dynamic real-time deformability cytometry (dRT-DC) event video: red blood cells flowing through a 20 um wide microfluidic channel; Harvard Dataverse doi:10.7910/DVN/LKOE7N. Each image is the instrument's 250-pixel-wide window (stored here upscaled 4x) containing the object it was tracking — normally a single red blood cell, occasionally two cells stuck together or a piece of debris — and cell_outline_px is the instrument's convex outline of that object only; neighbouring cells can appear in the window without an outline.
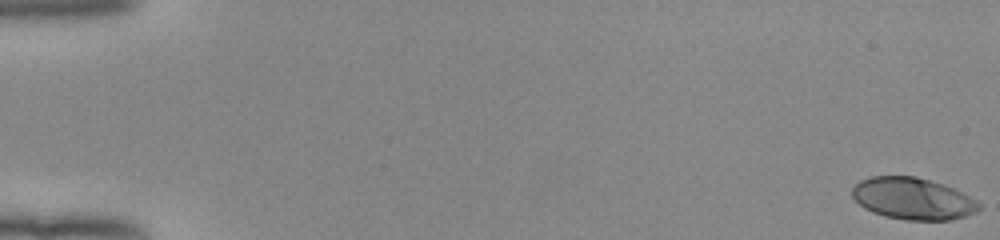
{"species": "human", "species_latin": "Homo sapiens", "temperature_condition": "room temperature", "stored_images_in_passage": 54, "camera_frame_rate_fps": 3000, "um_per_image_px": 0.085, "donor": {"sex": "female"}, "frame": {"image": 1, "passage_image": 1, "time_ms": 0.0, "image_size_px": [1000, 240], "cell_outline_px": [[980, 208], [976, 212], [964, 216], [948, 220], [904, 220], [884, 216], [872, 212], [864, 208], [852, 196], [852, 188], [860, 180], [872, 176], [916, 176], [944, 184], [976, 200], [980, 204]], "centroid_in_image_um": [77.57, 16.88], "position_along_channel_um": 7.4, "area_um2": 30.81}}
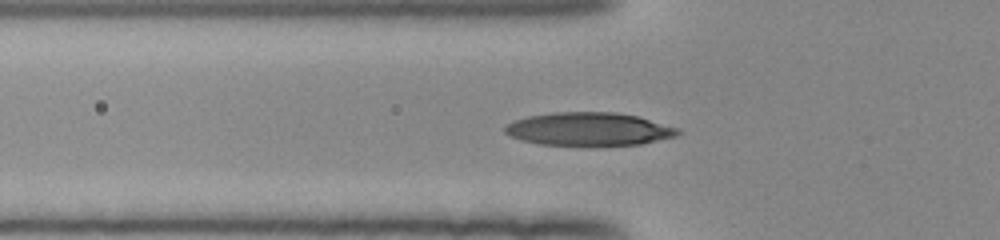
{"frame": {"image": 2, "passage_image": 20, "time_ms": 6.333, "image_size_px": [1000, 240], "cell_outline_px": [[680, 132], [676, 136], [640, 144], [596, 148], [540, 144], [520, 140], [504, 132], [504, 128], [508, 124], [516, 120], [528, 116], [556, 112], [616, 112], [636, 116], [680, 128]], "centroid_in_image_um": [50.07, 11.01], "position_along_channel_um": 75.7, "area_um2": 34.22}}
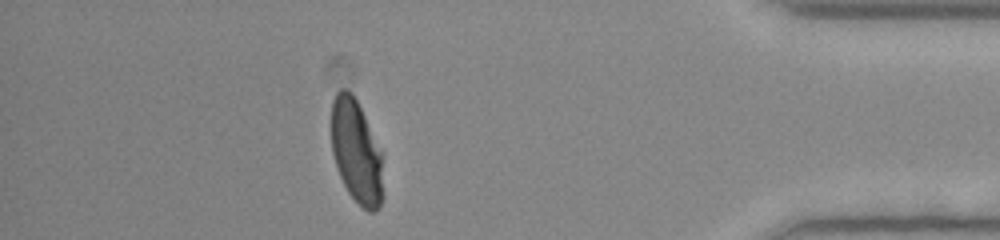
{"frame": {"image": 3, "passage_image": 48, "time_ms": 15.667, "image_size_px": [1000, 240], "cell_outline_px": [[384, 196], [380, 208], [372, 212], [368, 212], [348, 192], [340, 176], [332, 152], [332, 100], [336, 92], [340, 88], [344, 88], [352, 92], [364, 116], [380, 152], [384, 192]], "centroid_in_image_um": [30.29, 12.92], "position_along_channel_um": 404.9, "area_um2": 30.81}, "authors_computed_cell_mechanics": {"area_um2": 32.2235, "velocity_mm_per_s": 3.9528, "shape_relaxation_time_tau1_ms": 4.9526, "shape_relaxation_time_tau2_ms": null, "deformation_change_tau1": 0.2215, "deformation_change_tau2": null}}